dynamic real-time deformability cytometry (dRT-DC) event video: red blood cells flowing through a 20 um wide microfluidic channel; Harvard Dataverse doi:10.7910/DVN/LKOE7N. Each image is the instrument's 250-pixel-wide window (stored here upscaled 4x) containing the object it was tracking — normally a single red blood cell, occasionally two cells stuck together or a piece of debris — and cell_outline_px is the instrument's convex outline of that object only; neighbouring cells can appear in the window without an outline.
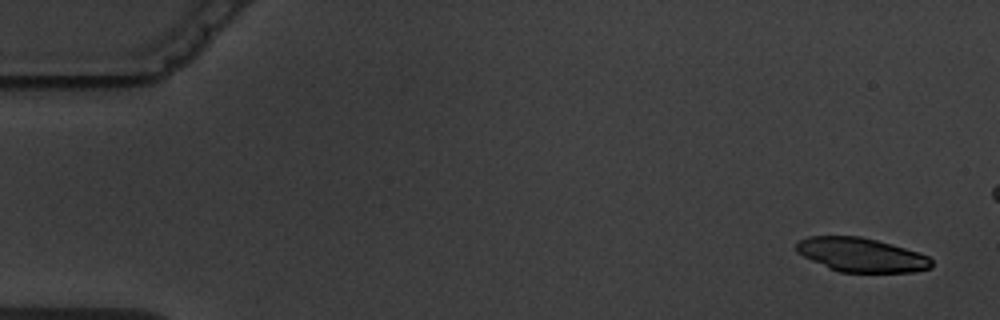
{"species": "common noctule bat (a hibernating species)", "species_latin": "Nyctalus noctula", "temperature_condition": "warm", "stored_images_in_passage": 6, "camera_frame_rate_fps": 3000, "um_per_image_px": 0.085, "animal": {"sex": "male", "body_mass_g": 19.5, "forearm_length_mm": 54.6}, "frame": {"image": 1, "passage_image": 1, "time_ms": 0.0, "image_size_px": [1000, 320], "cell_outline_px": [[932, 268], [912, 272], [840, 272], [828, 268], [796, 252], [796, 244], [800, 240], [808, 236], [860, 236], [892, 244], [920, 252], [928, 256], [932, 260]], "centroid_in_image_um": [73.23, 21.66], "position_along_channel_um": 11.8, "area_um2": 26.82}}